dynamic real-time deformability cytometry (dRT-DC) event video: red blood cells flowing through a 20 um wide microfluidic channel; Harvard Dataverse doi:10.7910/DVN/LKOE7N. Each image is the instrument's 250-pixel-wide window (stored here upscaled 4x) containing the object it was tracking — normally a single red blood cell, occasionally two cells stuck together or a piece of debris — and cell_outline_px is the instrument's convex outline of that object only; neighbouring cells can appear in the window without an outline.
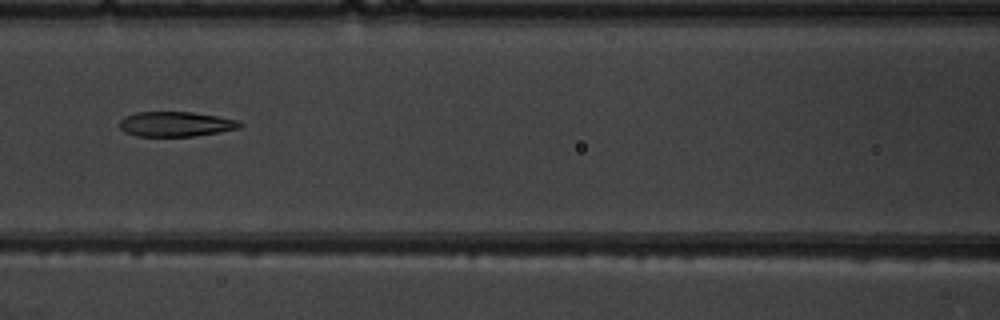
{"species": "common noctule bat (a hibernating species)", "species_latin": "Nyctalus noctula", "temperature_condition": "warm", "stored_images_in_passage": 7, "camera_frame_rate_fps": 3000, "um_per_image_px": 0.085, "animal": {"sex": "male", "body_mass_g": 19.5, "forearm_length_mm": 54.6}, "frame": {"image": 1, "passage_image": 7, "time_ms": 7.0, "image_size_px": [1000, 320], "cell_outline_px": [[244, 124], [240, 128], [220, 132], [192, 136], [136, 136], [124, 132], [120, 128], [120, 120], [124, 116], [136, 112], [192, 112], [240, 120]], "centroid_in_image_um": [14.95, 10.54], "position_along_channel_um": 151.7, "area_um2": 17.57}}